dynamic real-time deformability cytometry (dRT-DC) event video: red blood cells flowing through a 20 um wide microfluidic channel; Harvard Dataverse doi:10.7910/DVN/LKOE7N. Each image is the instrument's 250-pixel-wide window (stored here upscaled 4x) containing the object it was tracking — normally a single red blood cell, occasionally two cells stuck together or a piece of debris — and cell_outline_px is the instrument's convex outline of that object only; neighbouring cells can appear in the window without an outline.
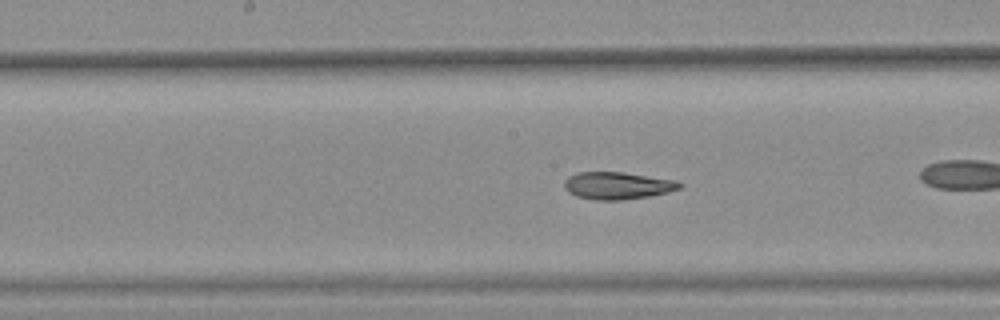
{"species": "common noctule bat (a hibernating species)", "species_latin": "Nyctalus noctula", "temperature_condition": "warm", "stored_images_in_passage": 35, "camera_frame_rate_fps": 3000, "um_per_image_px": 0.085, "animal": {"sex": "female", "body_mass_g": 25.1}, "frame": {"image": 1, "passage_image": 16, "time_ms": 5.0, "image_size_px": [1000, 320], "cell_outline_px": [[684, 184], [680, 188], [668, 192], [648, 196], [620, 200], [596, 200], [576, 196], [568, 192], [564, 188], [564, 180], [568, 176], [576, 172], [624, 172], [676, 180]], "centroid_in_image_um": [52.46, 15.77], "position_along_channel_um": 195.7, "area_um2": 18.44}, "authors_computed_cell_mechanics": {"area_um2": 18.6694, "velocity_mm_per_s": 3.8041, "shape_relaxation_time_tau1_ms": null, "shape_relaxation_time_tau2_ms": 4.1548, "deformation_change_tau1": null, "deformation_change_tau2": 0.0822}}